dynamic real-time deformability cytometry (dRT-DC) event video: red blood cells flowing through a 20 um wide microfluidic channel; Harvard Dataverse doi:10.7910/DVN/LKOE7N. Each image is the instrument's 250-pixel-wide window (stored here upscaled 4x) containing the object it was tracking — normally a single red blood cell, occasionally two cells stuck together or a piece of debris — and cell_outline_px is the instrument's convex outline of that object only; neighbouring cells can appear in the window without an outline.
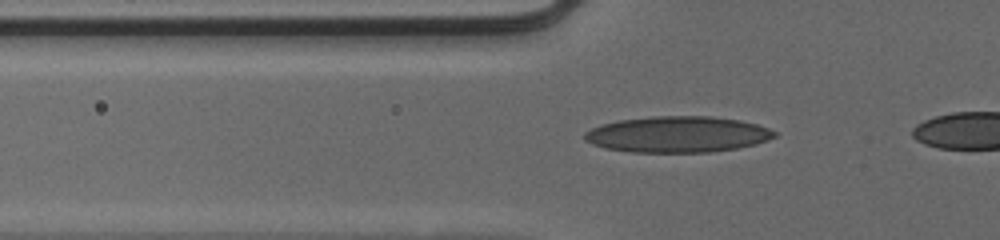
{"species": "human", "species_latin": "Homo sapiens", "temperature_condition": "cold", "stored_images_in_passage": 31, "camera_frame_rate_fps": 3000, "um_per_image_px": 0.085, "donor": {"sex": "male"}, "frame": {"image": 1, "passage_image": 3, "time_ms": 0.667, "image_size_px": [1000, 240], "cell_outline_px": [[776, 136], [756, 144], [736, 148], [708, 152], [632, 152], [604, 148], [592, 144], [584, 140], [584, 132], [600, 124], [620, 120], [652, 116], [712, 116], [736, 120], [756, 124], [768, 128], [776, 132]], "centroid_in_image_um": [57.55, 11.42], "position_along_channel_um": 68.3, "area_um2": 39.82}}
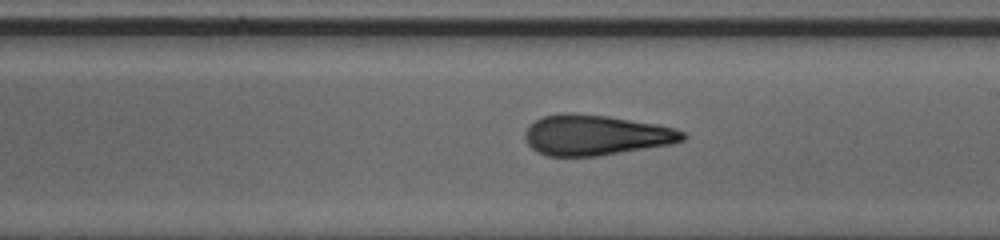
{"frame": {"image": 2, "passage_image": 16, "time_ms": 5.0, "image_size_px": [1000, 240], "cell_outline_px": [[688, 136], [684, 140], [672, 144], [600, 156], [548, 156], [536, 152], [528, 144], [524, 136], [524, 132], [528, 124], [544, 116], [560, 112], [572, 112], [608, 116], [656, 124], [676, 128], [684, 132]], "centroid_in_image_um": [50.63, 11.48], "position_along_channel_um": 238.4, "area_um2": 37.57}}
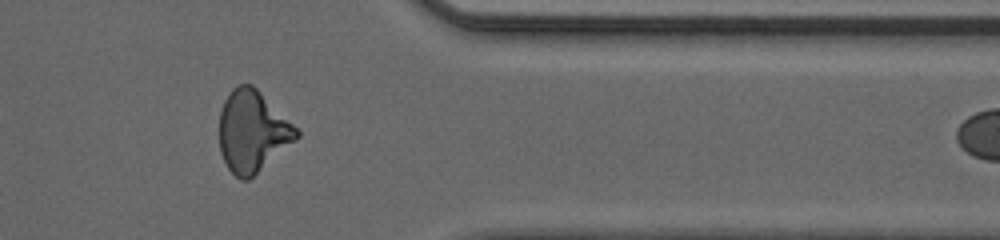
{"frame": {"image": 3, "passage_image": 28, "time_ms": 9.0, "image_size_px": [1000, 240], "cell_outline_px": [[300, 136], [296, 140], [248, 180], [240, 180], [228, 168], [220, 152], [220, 112], [224, 100], [228, 92], [232, 88], [240, 84], [252, 84], [300, 132]], "centroid_in_image_um": [21.43, 11.17], "position_along_channel_um": 390.0, "area_um2": 36.07}}